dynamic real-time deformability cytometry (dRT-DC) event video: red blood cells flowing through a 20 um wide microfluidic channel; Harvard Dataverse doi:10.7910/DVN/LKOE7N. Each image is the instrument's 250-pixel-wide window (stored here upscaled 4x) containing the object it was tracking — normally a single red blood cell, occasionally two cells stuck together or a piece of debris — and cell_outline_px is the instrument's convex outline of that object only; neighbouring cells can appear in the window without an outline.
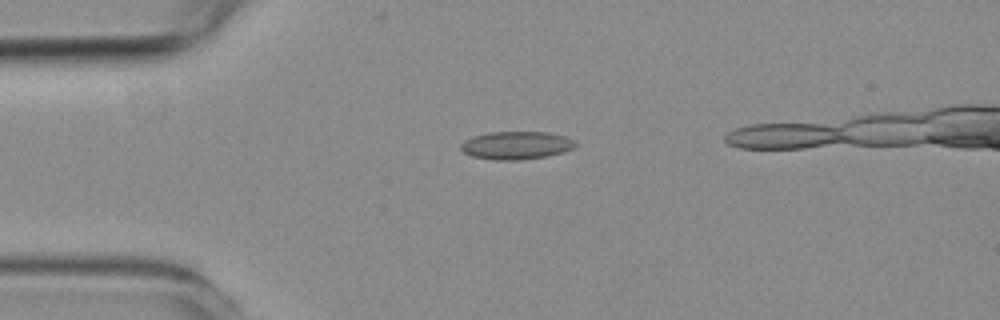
{"species": "common noctule bat (a hibernating species)", "species_latin": "Nyctalus noctula", "temperature_condition": "room temperature", "stored_images_in_passage": 37, "camera_frame_rate_fps": 3000, "um_per_image_px": 0.085, "animal": {"sex": "female", "body_mass_g": 19.3, "forearm_length_mm": 54.1}, "frame": {"image": 1, "passage_image": 1, "time_ms": 0.0, "image_size_px": [1000, 320], "cell_outline_px": [[576, 148], [544, 156], [520, 160], [496, 160], [472, 156], [464, 152], [460, 148], [460, 144], [464, 140], [472, 136], [488, 132], [548, 132], [564, 136], [576, 140]], "centroid_in_image_um": [43.87, 12.34], "position_along_channel_um": 41.1, "area_um2": 18.67}}
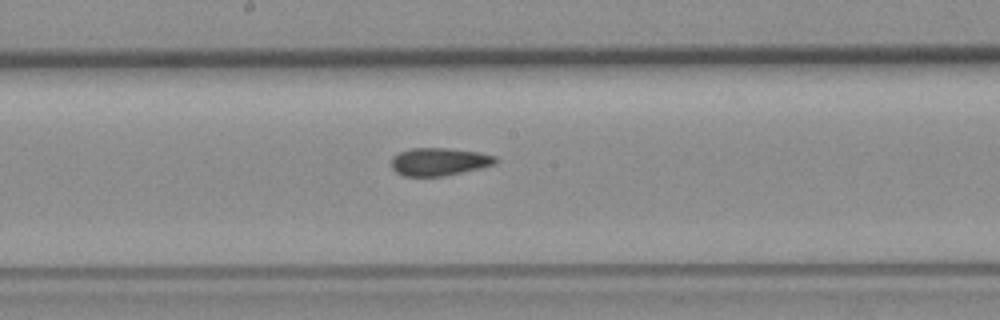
{"frame": {"image": 2, "passage_image": 17, "time_ms": 5.333, "image_size_px": [1000, 320], "cell_outline_px": [[496, 164], [480, 168], [444, 176], [404, 176], [396, 172], [392, 168], [392, 156], [400, 152], [412, 148], [448, 148], [476, 152], [496, 156]], "centroid_in_image_um": [37.31, 13.74], "position_along_channel_um": 210.9, "area_um2": 16.76}}
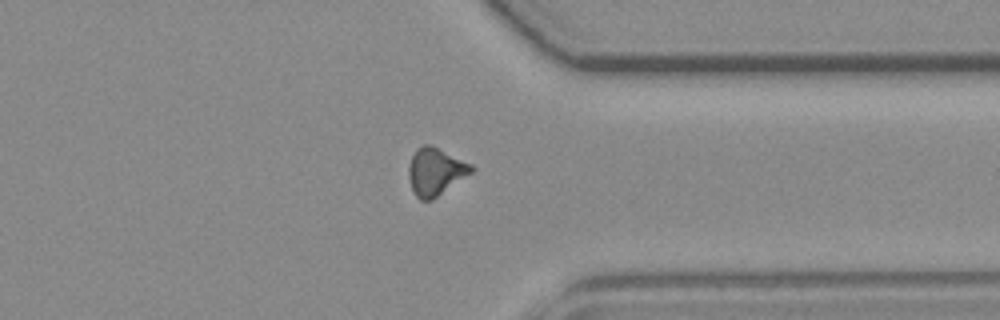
{"frame": {"image": 3, "passage_image": 31, "time_ms": 10.0, "image_size_px": [1000, 320], "cell_outline_px": [[476, 168], [472, 172], [432, 200], [420, 200], [416, 196], [412, 188], [408, 176], [408, 168], [412, 156], [416, 148], [424, 144], [432, 144], [472, 164]], "centroid_in_image_um": [37.02, 14.56], "position_along_channel_um": 374.4, "area_um2": 17.4}}